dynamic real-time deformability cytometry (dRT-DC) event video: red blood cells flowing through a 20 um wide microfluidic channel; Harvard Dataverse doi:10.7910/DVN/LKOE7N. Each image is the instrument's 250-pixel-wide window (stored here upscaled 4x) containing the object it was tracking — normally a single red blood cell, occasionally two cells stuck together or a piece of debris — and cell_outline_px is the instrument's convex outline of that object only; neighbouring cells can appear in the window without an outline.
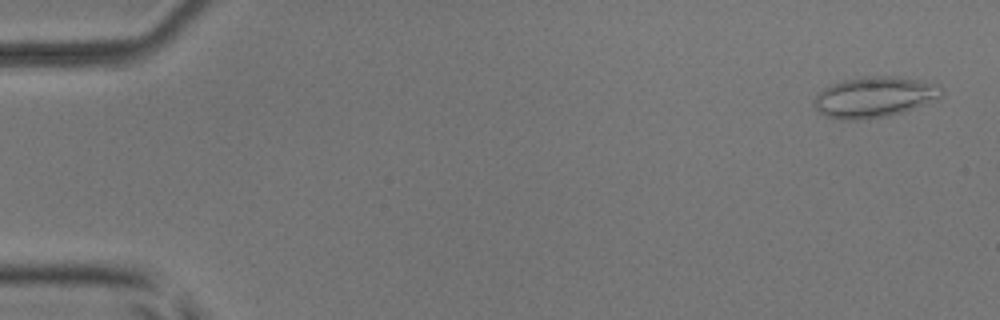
{"species": "common noctule bat (a hibernating species)", "species_latin": "Nyctalus noctula", "temperature_condition": "room temperature", "stored_images_in_passage": 4, "camera_frame_rate_fps": 3000, "um_per_image_px": 0.085, "animal": {"sex": "male", "body_mass_g": 17.9, "forearm_length_mm": 54.2}, "frame": {"image": 1, "passage_image": 1, "time_ms": 0.0, "image_size_px": [1000, 320], "cell_outline_px": [[944, 92], [940, 96], [912, 108], [888, 116], [856, 120], [852, 120], [828, 116], [820, 112], [812, 104], [812, 100], [824, 88], [832, 84], [844, 80], [864, 76], [892, 76], [940, 84]], "centroid_in_image_um": [74.29, 8.23], "position_along_channel_um": 10.7, "area_um2": 29.65}}